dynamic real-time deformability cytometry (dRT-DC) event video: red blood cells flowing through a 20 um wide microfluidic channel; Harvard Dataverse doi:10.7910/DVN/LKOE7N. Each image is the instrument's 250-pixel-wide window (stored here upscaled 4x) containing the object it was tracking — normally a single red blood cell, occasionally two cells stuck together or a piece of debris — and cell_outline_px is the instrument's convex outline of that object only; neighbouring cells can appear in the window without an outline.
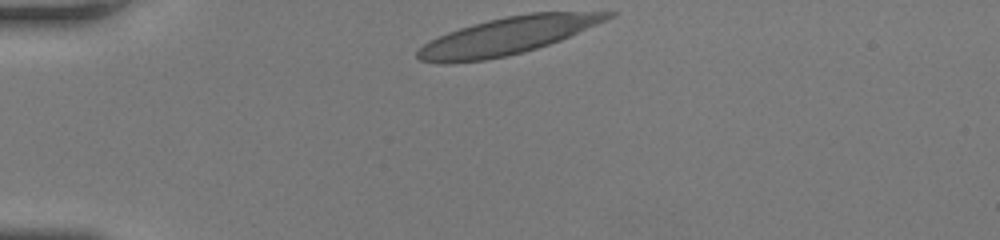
{"species": "human", "species_latin": "Homo sapiens", "temperature_condition": "room temperature", "stored_images_in_passage": 30, "camera_frame_rate_fps": 3000, "um_per_image_px": 0.085, "donor": {"sex": "female"}, "frame": {"image": 1, "passage_image": 1, "time_ms": 0.0, "image_size_px": [1000, 240], "cell_outline_px": [[616, 12], [612, 16], [596, 24], [560, 40], [524, 52], [508, 56], [484, 60], [448, 64], [444, 64], [420, 60], [416, 56], [416, 52], [424, 44], [448, 32], [472, 24], [504, 16], [532, 12]], "centroid_in_image_um": [43.07, 3.06], "position_along_channel_um": 41.9, "area_um2": 40.75}}
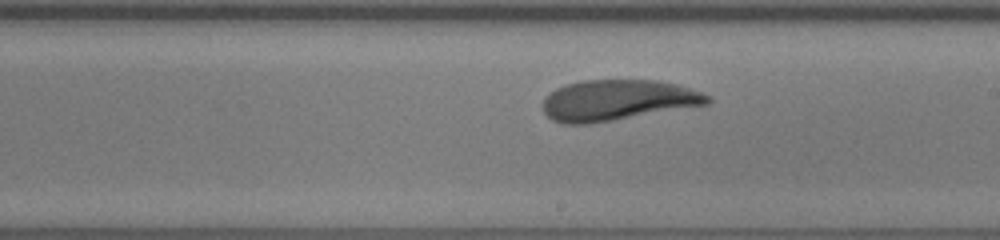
{"frame": {"image": 2, "passage_image": 18, "time_ms": 5.667, "image_size_px": [1000, 240], "cell_outline_px": [[712, 100], [708, 104], [592, 124], [560, 124], [552, 120], [544, 112], [544, 96], [556, 88], [564, 84], [580, 80], [656, 80], [676, 84], [712, 96]], "centroid_in_image_um": [52.46, 8.52], "position_along_channel_um": 236.5, "area_um2": 39.3}}
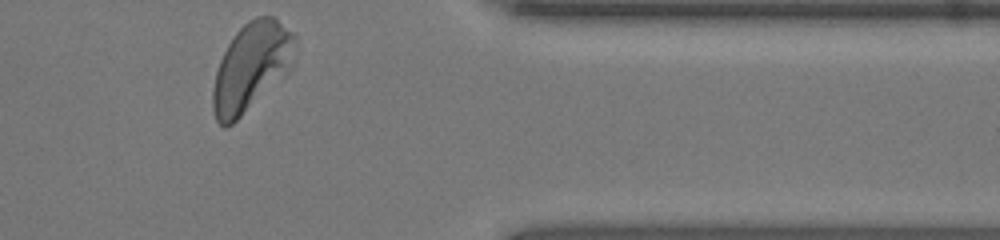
{"frame": {"image": 3, "passage_image": 30, "time_ms": 9.667, "image_size_px": [1000, 240], "cell_outline_px": [[296, 40], [292, 68], [232, 124], [224, 128], [216, 120], [212, 108], [212, 88], [216, 72], [220, 60], [228, 44], [236, 32], [248, 20], [256, 16], [272, 16], [292, 32], [296, 36]], "centroid_in_image_um": [21.35, 5.68], "position_along_channel_um": 390.1, "area_um2": 41.91}, "authors_computed_cell_mechanics": {"area_um2": 40.2866, "velocity_mm_per_s": 4.1877, "shape_relaxation_time_tau1_ms": 5.2882, "shape_relaxation_time_tau2_ms": 1.6262, "deformation_change_tau1": 0.2035, "deformation_change_tau2": 0.082}}